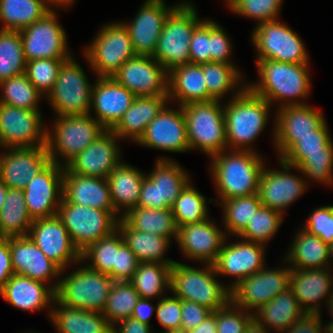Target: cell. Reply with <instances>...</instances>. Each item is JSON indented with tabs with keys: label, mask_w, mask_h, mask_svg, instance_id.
Wrapping results in <instances>:
<instances>
[{
	"label": "cell",
	"mask_w": 333,
	"mask_h": 333,
	"mask_svg": "<svg viewBox=\"0 0 333 333\" xmlns=\"http://www.w3.org/2000/svg\"><path fill=\"white\" fill-rule=\"evenodd\" d=\"M211 52V20L204 19L193 31L190 44V63L202 64L210 62Z\"/></svg>",
	"instance_id": "obj_57"
},
{
	"label": "cell",
	"mask_w": 333,
	"mask_h": 333,
	"mask_svg": "<svg viewBox=\"0 0 333 333\" xmlns=\"http://www.w3.org/2000/svg\"><path fill=\"white\" fill-rule=\"evenodd\" d=\"M202 69L208 93L215 99L221 100L225 94L235 89V96L239 95L247 86L241 85V72L233 64L222 62L202 63ZM240 87V88H237ZM238 89V91H236Z\"/></svg>",
	"instance_id": "obj_45"
},
{
	"label": "cell",
	"mask_w": 333,
	"mask_h": 333,
	"mask_svg": "<svg viewBox=\"0 0 333 333\" xmlns=\"http://www.w3.org/2000/svg\"><path fill=\"white\" fill-rule=\"evenodd\" d=\"M149 301L150 299L139 298L136 306L133 309L131 317L135 320H138L139 322L150 325L149 320L153 311L156 310V307H153Z\"/></svg>",
	"instance_id": "obj_66"
},
{
	"label": "cell",
	"mask_w": 333,
	"mask_h": 333,
	"mask_svg": "<svg viewBox=\"0 0 333 333\" xmlns=\"http://www.w3.org/2000/svg\"><path fill=\"white\" fill-rule=\"evenodd\" d=\"M324 148H333L326 120L316 129V135L295 137V143L284 154L324 153Z\"/></svg>",
	"instance_id": "obj_56"
},
{
	"label": "cell",
	"mask_w": 333,
	"mask_h": 333,
	"mask_svg": "<svg viewBox=\"0 0 333 333\" xmlns=\"http://www.w3.org/2000/svg\"><path fill=\"white\" fill-rule=\"evenodd\" d=\"M219 205L223 206V219L227 233L239 235L250 223L254 214L262 206L258 193L223 200Z\"/></svg>",
	"instance_id": "obj_47"
},
{
	"label": "cell",
	"mask_w": 333,
	"mask_h": 333,
	"mask_svg": "<svg viewBox=\"0 0 333 333\" xmlns=\"http://www.w3.org/2000/svg\"><path fill=\"white\" fill-rule=\"evenodd\" d=\"M53 304L56 306L50 308L48 312L57 333H112L113 331V326L102 312L66 306L56 299Z\"/></svg>",
	"instance_id": "obj_35"
},
{
	"label": "cell",
	"mask_w": 333,
	"mask_h": 333,
	"mask_svg": "<svg viewBox=\"0 0 333 333\" xmlns=\"http://www.w3.org/2000/svg\"><path fill=\"white\" fill-rule=\"evenodd\" d=\"M168 109L167 105L148 124L139 145L168 152H187L190 147L187 140L186 120L182 106Z\"/></svg>",
	"instance_id": "obj_20"
},
{
	"label": "cell",
	"mask_w": 333,
	"mask_h": 333,
	"mask_svg": "<svg viewBox=\"0 0 333 333\" xmlns=\"http://www.w3.org/2000/svg\"><path fill=\"white\" fill-rule=\"evenodd\" d=\"M7 190H8L7 185L4 183L3 180L0 179V210L3 207V204L5 202Z\"/></svg>",
	"instance_id": "obj_69"
},
{
	"label": "cell",
	"mask_w": 333,
	"mask_h": 333,
	"mask_svg": "<svg viewBox=\"0 0 333 333\" xmlns=\"http://www.w3.org/2000/svg\"><path fill=\"white\" fill-rule=\"evenodd\" d=\"M58 284L59 279L56 284L48 287L44 282L13 274L0 290V295L18 309L36 311L50 307V302H54Z\"/></svg>",
	"instance_id": "obj_32"
},
{
	"label": "cell",
	"mask_w": 333,
	"mask_h": 333,
	"mask_svg": "<svg viewBox=\"0 0 333 333\" xmlns=\"http://www.w3.org/2000/svg\"><path fill=\"white\" fill-rule=\"evenodd\" d=\"M226 236L225 232L220 231L215 223L207 218L198 223L178 227L176 242L189 259L213 265Z\"/></svg>",
	"instance_id": "obj_26"
},
{
	"label": "cell",
	"mask_w": 333,
	"mask_h": 333,
	"mask_svg": "<svg viewBox=\"0 0 333 333\" xmlns=\"http://www.w3.org/2000/svg\"><path fill=\"white\" fill-rule=\"evenodd\" d=\"M184 333H218L216 325V311L212 312L202 323Z\"/></svg>",
	"instance_id": "obj_67"
},
{
	"label": "cell",
	"mask_w": 333,
	"mask_h": 333,
	"mask_svg": "<svg viewBox=\"0 0 333 333\" xmlns=\"http://www.w3.org/2000/svg\"><path fill=\"white\" fill-rule=\"evenodd\" d=\"M202 64H185L168 72V98L180 106L215 100L207 90Z\"/></svg>",
	"instance_id": "obj_34"
},
{
	"label": "cell",
	"mask_w": 333,
	"mask_h": 333,
	"mask_svg": "<svg viewBox=\"0 0 333 333\" xmlns=\"http://www.w3.org/2000/svg\"><path fill=\"white\" fill-rule=\"evenodd\" d=\"M0 103L17 108L39 110L38 102L43 96L29 81L25 73L0 81Z\"/></svg>",
	"instance_id": "obj_48"
},
{
	"label": "cell",
	"mask_w": 333,
	"mask_h": 333,
	"mask_svg": "<svg viewBox=\"0 0 333 333\" xmlns=\"http://www.w3.org/2000/svg\"><path fill=\"white\" fill-rule=\"evenodd\" d=\"M117 140L119 138L112 130H105L65 168L82 176L107 178L121 163Z\"/></svg>",
	"instance_id": "obj_22"
},
{
	"label": "cell",
	"mask_w": 333,
	"mask_h": 333,
	"mask_svg": "<svg viewBox=\"0 0 333 333\" xmlns=\"http://www.w3.org/2000/svg\"><path fill=\"white\" fill-rule=\"evenodd\" d=\"M4 151L7 152L0 155V179L8 188L24 190L32 178L50 162L46 145L7 148Z\"/></svg>",
	"instance_id": "obj_27"
},
{
	"label": "cell",
	"mask_w": 333,
	"mask_h": 333,
	"mask_svg": "<svg viewBox=\"0 0 333 333\" xmlns=\"http://www.w3.org/2000/svg\"><path fill=\"white\" fill-rule=\"evenodd\" d=\"M220 100L192 102L182 106L190 150L212 157L227 151L224 107Z\"/></svg>",
	"instance_id": "obj_6"
},
{
	"label": "cell",
	"mask_w": 333,
	"mask_h": 333,
	"mask_svg": "<svg viewBox=\"0 0 333 333\" xmlns=\"http://www.w3.org/2000/svg\"><path fill=\"white\" fill-rule=\"evenodd\" d=\"M274 125V141L279 158L295 143V137L316 135L325 121L321 111L310 105H287L279 108Z\"/></svg>",
	"instance_id": "obj_21"
},
{
	"label": "cell",
	"mask_w": 333,
	"mask_h": 333,
	"mask_svg": "<svg viewBox=\"0 0 333 333\" xmlns=\"http://www.w3.org/2000/svg\"><path fill=\"white\" fill-rule=\"evenodd\" d=\"M66 59H35L26 62L25 74L29 81L42 94L47 96L56 83L61 65Z\"/></svg>",
	"instance_id": "obj_53"
},
{
	"label": "cell",
	"mask_w": 333,
	"mask_h": 333,
	"mask_svg": "<svg viewBox=\"0 0 333 333\" xmlns=\"http://www.w3.org/2000/svg\"><path fill=\"white\" fill-rule=\"evenodd\" d=\"M279 161L282 171L267 170L264 166L260 174L258 195L262 206L284 214V209L305 192L307 185L304 178L289 173L292 165Z\"/></svg>",
	"instance_id": "obj_25"
},
{
	"label": "cell",
	"mask_w": 333,
	"mask_h": 333,
	"mask_svg": "<svg viewBox=\"0 0 333 333\" xmlns=\"http://www.w3.org/2000/svg\"><path fill=\"white\" fill-rule=\"evenodd\" d=\"M119 328L113 326L112 333H151V326L145 323L139 322L130 317L118 322ZM118 329V330H117Z\"/></svg>",
	"instance_id": "obj_65"
},
{
	"label": "cell",
	"mask_w": 333,
	"mask_h": 333,
	"mask_svg": "<svg viewBox=\"0 0 333 333\" xmlns=\"http://www.w3.org/2000/svg\"><path fill=\"white\" fill-rule=\"evenodd\" d=\"M64 167L49 162L23 190L32 220L54 217L63 198Z\"/></svg>",
	"instance_id": "obj_17"
},
{
	"label": "cell",
	"mask_w": 333,
	"mask_h": 333,
	"mask_svg": "<svg viewBox=\"0 0 333 333\" xmlns=\"http://www.w3.org/2000/svg\"><path fill=\"white\" fill-rule=\"evenodd\" d=\"M5 240L9 243L15 274L44 283L62 274L63 271L28 236Z\"/></svg>",
	"instance_id": "obj_29"
},
{
	"label": "cell",
	"mask_w": 333,
	"mask_h": 333,
	"mask_svg": "<svg viewBox=\"0 0 333 333\" xmlns=\"http://www.w3.org/2000/svg\"><path fill=\"white\" fill-rule=\"evenodd\" d=\"M264 246L244 239L232 244H226L225 240L213 266L217 275L234 278L233 283L228 286L230 290L242 279L265 267Z\"/></svg>",
	"instance_id": "obj_24"
},
{
	"label": "cell",
	"mask_w": 333,
	"mask_h": 333,
	"mask_svg": "<svg viewBox=\"0 0 333 333\" xmlns=\"http://www.w3.org/2000/svg\"><path fill=\"white\" fill-rule=\"evenodd\" d=\"M255 318H253L246 327L245 333H269Z\"/></svg>",
	"instance_id": "obj_68"
},
{
	"label": "cell",
	"mask_w": 333,
	"mask_h": 333,
	"mask_svg": "<svg viewBox=\"0 0 333 333\" xmlns=\"http://www.w3.org/2000/svg\"><path fill=\"white\" fill-rule=\"evenodd\" d=\"M97 77H112L129 59L136 56L132 40L123 23L103 26L83 53Z\"/></svg>",
	"instance_id": "obj_10"
},
{
	"label": "cell",
	"mask_w": 333,
	"mask_h": 333,
	"mask_svg": "<svg viewBox=\"0 0 333 333\" xmlns=\"http://www.w3.org/2000/svg\"><path fill=\"white\" fill-rule=\"evenodd\" d=\"M177 228L209 218L206 198L189 182L171 207Z\"/></svg>",
	"instance_id": "obj_51"
},
{
	"label": "cell",
	"mask_w": 333,
	"mask_h": 333,
	"mask_svg": "<svg viewBox=\"0 0 333 333\" xmlns=\"http://www.w3.org/2000/svg\"><path fill=\"white\" fill-rule=\"evenodd\" d=\"M328 268L292 269L290 288L305 313L320 314L319 302L327 297V303L333 296V275ZM331 290V291H330Z\"/></svg>",
	"instance_id": "obj_30"
},
{
	"label": "cell",
	"mask_w": 333,
	"mask_h": 333,
	"mask_svg": "<svg viewBox=\"0 0 333 333\" xmlns=\"http://www.w3.org/2000/svg\"><path fill=\"white\" fill-rule=\"evenodd\" d=\"M211 310L196 302L182 300L181 331L185 332L202 323L210 314Z\"/></svg>",
	"instance_id": "obj_62"
},
{
	"label": "cell",
	"mask_w": 333,
	"mask_h": 333,
	"mask_svg": "<svg viewBox=\"0 0 333 333\" xmlns=\"http://www.w3.org/2000/svg\"><path fill=\"white\" fill-rule=\"evenodd\" d=\"M251 39L258 53L256 60L310 63L299 35L279 20L257 24Z\"/></svg>",
	"instance_id": "obj_12"
},
{
	"label": "cell",
	"mask_w": 333,
	"mask_h": 333,
	"mask_svg": "<svg viewBox=\"0 0 333 333\" xmlns=\"http://www.w3.org/2000/svg\"><path fill=\"white\" fill-rule=\"evenodd\" d=\"M264 161L255 151L230 150L212 156L210 171L221 202L258 193Z\"/></svg>",
	"instance_id": "obj_2"
},
{
	"label": "cell",
	"mask_w": 333,
	"mask_h": 333,
	"mask_svg": "<svg viewBox=\"0 0 333 333\" xmlns=\"http://www.w3.org/2000/svg\"><path fill=\"white\" fill-rule=\"evenodd\" d=\"M279 160L292 165L307 178L333 184V148H324V153L316 154H283Z\"/></svg>",
	"instance_id": "obj_44"
},
{
	"label": "cell",
	"mask_w": 333,
	"mask_h": 333,
	"mask_svg": "<svg viewBox=\"0 0 333 333\" xmlns=\"http://www.w3.org/2000/svg\"><path fill=\"white\" fill-rule=\"evenodd\" d=\"M202 21L198 19L196 8L186 1L179 3L169 14L153 55L167 72L190 63V39Z\"/></svg>",
	"instance_id": "obj_5"
},
{
	"label": "cell",
	"mask_w": 333,
	"mask_h": 333,
	"mask_svg": "<svg viewBox=\"0 0 333 333\" xmlns=\"http://www.w3.org/2000/svg\"><path fill=\"white\" fill-rule=\"evenodd\" d=\"M48 0H0L1 30L19 31L42 19L52 8Z\"/></svg>",
	"instance_id": "obj_41"
},
{
	"label": "cell",
	"mask_w": 333,
	"mask_h": 333,
	"mask_svg": "<svg viewBox=\"0 0 333 333\" xmlns=\"http://www.w3.org/2000/svg\"><path fill=\"white\" fill-rule=\"evenodd\" d=\"M114 282L107 274L81 267L59 280L55 299L66 306L103 312Z\"/></svg>",
	"instance_id": "obj_8"
},
{
	"label": "cell",
	"mask_w": 333,
	"mask_h": 333,
	"mask_svg": "<svg viewBox=\"0 0 333 333\" xmlns=\"http://www.w3.org/2000/svg\"><path fill=\"white\" fill-rule=\"evenodd\" d=\"M124 243L118 229L88 246L81 252V261L90 260L87 265L92 270L109 275L114 280V266H116L117 250Z\"/></svg>",
	"instance_id": "obj_46"
},
{
	"label": "cell",
	"mask_w": 333,
	"mask_h": 333,
	"mask_svg": "<svg viewBox=\"0 0 333 333\" xmlns=\"http://www.w3.org/2000/svg\"><path fill=\"white\" fill-rule=\"evenodd\" d=\"M282 0H241L232 10L241 16L254 18L259 23L277 20Z\"/></svg>",
	"instance_id": "obj_55"
},
{
	"label": "cell",
	"mask_w": 333,
	"mask_h": 333,
	"mask_svg": "<svg viewBox=\"0 0 333 333\" xmlns=\"http://www.w3.org/2000/svg\"><path fill=\"white\" fill-rule=\"evenodd\" d=\"M331 315L333 316V296L331 297V299L329 300V302L326 304ZM333 318V317H332ZM333 320V319H332ZM333 322V321H332Z\"/></svg>",
	"instance_id": "obj_72"
},
{
	"label": "cell",
	"mask_w": 333,
	"mask_h": 333,
	"mask_svg": "<svg viewBox=\"0 0 333 333\" xmlns=\"http://www.w3.org/2000/svg\"><path fill=\"white\" fill-rule=\"evenodd\" d=\"M282 216L283 213L277 210L261 206L238 237L264 245L279 229L283 222Z\"/></svg>",
	"instance_id": "obj_52"
},
{
	"label": "cell",
	"mask_w": 333,
	"mask_h": 333,
	"mask_svg": "<svg viewBox=\"0 0 333 333\" xmlns=\"http://www.w3.org/2000/svg\"><path fill=\"white\" fill-rule=\"evenodd\" d=\"M139 263L135 254L123 243L117 250L116 266H114V281H130Z\"/></svg>",
	"instance_id": "obj_61"
},
{
	"label": "cell",
	"mask_w": 333,
	"mask_h": 333,
	"mask_svg": "<svg viewBox=\"0 0 333 333\" xmlns=\"http://www.w3.org/2000/svg\"><path fill=\"white\" fill-rule=\"evenodd\" d=\"M231 48L232 45L225 30L222 26L211 20L210 62L233 64L229 59L232 51Z\"/></svg>",
	"instance_id": "obj_60"
},
{
	"label": "cell",
	"mask_w": 333,
	"mask_h": 333,
	"mask_svg": "<svg viewBox=\"0 0 333 333\" xmlns=\"http://www.w3.org/2000/svg\"><path fill=\"white\" fill-rule=\"evenodd\" d=\"M53 126L54 133L47 129L46 148L49 160L63 167L106 130L90 114L57 116ZM57 154L66 159L64 164Z\"/></svg>",
	"instance_id": "obj_7"
},
{
	"label": "cell",
	"mask_w": 333,
	"mask_h": 333,
	"mask_svg": "<svg viewBox=\"0 0 333 333\" xmlns=\"http://www.w3.org/2000/svg\"><path fill=\"white\" fill-rule=\"evenodd\" d=\"M124 243L135 254L139 262H156L173 265L176 261L166 259L164 254L170 245V238L140 232L133 229L122 217L117 222Z\"/></svg>",
	"instance_id": "obj_37"
},
{
	"label": "cell",
	"mask_w": 333,
	"mask_h": 333,
	"mask_svg": "<svg viewBox=\"0 0 333 333\" xmlns=\"http://www.w3.org/2000/svg\"><path fill=\"white\" fill-rule=\"evenodd\" d=\"M217 273L212 264L203 269L175 262L170 272V288L181 300L196 302L215 312L231 300V292L215 278Z\"/></svg>",
	"instance_id": "obj_4"
},
{
	"label": "cell",
	"mask_w": 333,
	"mask_h": 333,
	"mask_svg": "<svg viewBox=\"0 0 333 333\" xmlns=\"http://www.w3.org/2000/svg\"><path fill=\"white\" fill-rule=\"evenodd\" d=\"M321 314L305 313L297 319L287 330L280 333H325L323 329Z\"/></svg>",
	"instance_id": "obj_63"
},
{
	"label": "cell",
	"mask_w": 333,
	"mask_h": 333,
	"mask_svg": "<svg viewBox=\"0 0 333 333\" xmlns=\"http://www.w3.org/2000/svg\"><path fill=\"white\" fill-rule=\"evenodd\" d=\"M27 236L62 271L72 262H82L80 251L57 215L33 220Z\"/></svg>",
	"instance_id": "obj_19"
},
{
	"label": "cell",
	"mask_w": 333,
	"mask_h": 333,
	"mask_svg": "<svg viewBox=\"0 0 333 333\" xmlns=\"http://www.w3.org/2000/svg\"><path fill=\"white\" fill-rule=\"evenodd\" d=\"M325 333H333V322H330L325 326Z\"/></svg>",
	"instance_id": "obj_73"
},
{
	"label": "cell",
	"mask_w": 333,
	"mask_h": 333,
	"mask_svg": "<svg viewBox=\"0 0 333 333\" xmlns=\"http://www.w3.org/2000/svg\"><path fill=\"white\" fill-rule=\"evenodd\" d=\"M270 106L267 100L248 87L233 96L224 105L227 147L231 150L254 151L249 145L266 127Z\"/></svg>",
	"instance_id": "obj_3"
},
{
	"label": "cell",
	"mask_w": 333,
	"mask_h": 333,
	"mask_svg": "<svg viewBox=\"0 0 333 333\" xmlns=\"http://www.w3.org/2000/svg\"><path fill=\"white\" fill-rule=\"evenodd\" d=\"M15 274L12 267L11 251L9 243L5 239L0 240V290L5 286L11 276Z\"/></svg>",
	"instance_id": "obj_64"
},
{
	"label": "cell",
	"mask_w": 333,
	"mask_h": 333,
	"mask_svg": "<svg viewBox=\"0 0 333 333\" xmlns=\"http://www.w3.org/2000/svg\"><path fill=\"white\" fill-rule=\"evenodd\" d=\"M118 215L116 211L69 203L64 197L57 214L80 253L116 230L117 222L122 217Z\"/></svg>",
	"instance_id": "obj_9"
},
{
	"label": "cell",
	"mask_w": 333,
	"mask_h": 333,
	"mask_svg": "<svg viewBox=\"0 0 333 333\" xmlns=\"http://www.w3.org/2000/svg\"><path fill=\"white\" fill-rule=\"evenodd\" d=\"M139 298V294L130 281H115L102 313L112 326H118L119 321L132 316Z\"/></svg>",
	"instance_id": "obj_50"
},
{
	"label": "cell",
	"mask_w": 333,
	"mask_h": 333,
	"mask_svg": "<svg viewBox=\"0 0 333 333\" xmlns=\"http://www.w3.org/2000/svg\"><path fill=\"white\" fill-rule=\"evenodd\" d=\"M182 300L176 296L161 297L156 305V317L167 332L181 331Z\"/></svg>",
	"instance_id": "obj_58"
},
{
	"label": "cell",
	"mask_w": 333,
	"mask_h": 333,
	"mask_svg": "<svg viewBox=\"0 0 333 333\" xmlns=\"http://www.w3.org/2000/svg\"><path fill=\"white\" fill-rule=\"evenodd\" d=\"M256 61L260 80L246 84L253 93L270 104L281 101L278 108L305 105L298 98L310 95L309 63H286L269 59Z\"/></svg>",
	"instance_id": "obj_1"
},
{
	"label": "cell",
	"mask_w": 333,
	"mask_h": 333,
	"mask_svg": "<svg viewBox=\"0 0 333 333\" xmlns=\"http://www.w3.org/2000/svg\"><path fill=\"white\" fill-rule=\"evenodd\" d=\"M112 77L136 97L168 96V72L153 56L136 55Z\"/></svg>",
	"instance_id": "obj_18"
},
{
	"label": "cell",
	"mask_w": 333,
	"mask_h": 333,
	"mask_svg": "<svg viewBox=\"0 0 333 333\" xmlns=\"http://www.w3.org/2000/svg\"><path fill=\"white\" fill-rule=\"evenodd\" d=\"M188 173L172 159L158 158L141 186L137 207L168 209L190 182Z\"/></svg>",
	"instance_id": "obj_13"
},
{
	"label": "cell",
	"mask_w": 333,
	"mask_h": 333,
	"mask_svg": "<svg viewBox=\"0 0 333 333\" xmlns=\"http://www.w3.org/2000/svg\"><path fill=\"white\" fill-rule=\"evenodd\" d=\"M305 312L289 287L269 303L253 312V317L266 329L272 328L279 333L287 330Z\"/></svg>",
	"instance_id": "obj_38"
},
{
	"label": "cell",
	"mask_w": 333,
	"mask_h": 333,
	"mask_svg": "<svg viewBox=\"0 0 333 333\" xmlns=\"http://www.w3.org/2000/svg\"><path fill=\"white\" fill-rule=\"evenodd\" d=\"M291 268L266 269L242 279L231 292V301L249 312L272 301L290 286Z\"/></svg>",
	"instance_id": "obj_16"
},
{
	"label": "cell",
	"mask_w": 333,
	"mask_h": 333,
	"mask_svg": "<svg viewBox=\"0 0 333 333\" xmlns=\"http://www.w3.org/2000/svg\"><path fill=\"white\" fill-rule=\"evenodd\" d=\"M122 218L135 230L166 238H177V226L171 208L154 209L134 207Z\"/></svg>",
	"instance_id": "obj_42"
},
{
	"label": "cell",
	"mask_w": 333,
	"mask_h": 333,
	"mask_svg": "<svg viewBox=\"0 0 333 333\" xmlns=\"http://www.w3.org/2000/svg\"><path fill=\"white\" fill-rule=\"evenodd\" d=\"M92 88L81 66L70 56L61 65L47 98L57 116L90 114Z\"/></svg>",
	"instance_id": "obj_11"
},
{
	"label": "cell",
	"mask_w": 333,
	"mask_h": 333,
	"mask_svg": "<svg viewBox=\"0 0 333 333\" xmlns=\"http://www.w3.org/2000/svg\"><path fill=\"white\" fill-rule=\"evenodd\" d=\"M136 96L113 77H98L92 88L91 107L95 119L111 130L131 106Z\"/></svg>",
	"instance_id": "obj_28"
},
{
	"label": "cell",
	"mask_w": 333,
	"mask_h": 333,
	"mask_svg": "<svg viewBox=\"0 0 333 333\" xmlns=\"http://www.w3.org/2000/svg\"><path fill=\"white\" fill-rule=\"evenodd\" d=\"M177 6L169 8L164 0H146L134 20L123 23L131 37L136 55H154L165 21Z\"/></svg>",
	"instance_id": "obj_23"
},
{
	"label": "cell",
	"mask_w": 333,
	"mask_h": 333,
	"mask_svg": "<svg viewBox=\"0 0 333 333\" xmlns=\"http://www.w3.org/2000/svg\"><path fill=\"white\" fill-rule=\"evenodd\" d=\"M303 229L318 236L326 244L333 242V206H322L313 211Z\"/></svg>",
	"instance_id": "obj_59"
},
{
	"label": "cell",
	"mask_w": 333,
	"mask_h": 333,
	"mask_svg": "<svg viewBox=\"0 0 333 333\" xmlns=\"http://www.w3.org/2000/svg\"><path fill=\"white\" fill-rule=\"evenodd\" d=\"M226 1H227L226 3L228 5V8L230 10H233L241 0H226Z\"/></svg>",
	"instance_id": "obj_71"
},
{
	"label": "cell",
	"mask_w": 333,
	"mask_h": 333,
	"mask_svg": "<svg viewBox=\"0 0 333 333\" xmlns=\"http://www.w3.org/2000/svg\"><path fill=\"white\" fill-rule=\"evenodd\" d=\"M167 333H184V332L183 331H175V332H167Z\"/></svg>",
	"instance_id": "obj_75"
},
{
	"label": "cell",
	"mask_w": 333,
	"mask_h": 333,
	"mask_svg": "<svg viewBox=\"0 0 333 333\" xmlns=\"http://www.w3.org/2000/svg\"><path fill=\"white\" fill-rule=\"evenodd\" d=\"M145 176L136 167L121 162L106 178L115 211L119 214L124 209L121 216L137 207Z\"/></svg>",
	"instance_id": "obj_36"
},
{
	"label": "cell",
	"mask_w": 333,
	"mask_h": 333,
	"mask_svg": "<svg viewBox=\"0 0 333 333\" xmlns=\"http://www.w3.org/2000/svg\"><path fill=\"white\" fill-rule=\"evenodd\" d=\"M171 268V264L140 262L130 282L140 298H160L170 288Z\"/></svg>",
	"instance_id": "obj_43"
},
{
	"label": "cell",
	"mask_w": 333,
	"mask_h": 333,
	"mask_svg": "<svg viewBox=\"0 0 333 333\" xmlns=\"http://www.w3.org/2000/svg\"><path fill=\"white\" fill-rule=\"evenodd\" d=\"M74 0H48V2L50 3V5H52L53 7H59L60 5H62V7L64 6L65 8H67L66 6H69L73 3Z\"/></svg>",
	"instance_id": "obj_70"
},
{
	"label": "cell",
	"mask_w": 333,
	"mask_h": 333,
	"mask_svg": "<svg viewBox=\"0 0 333 333\" xmlns=\"http://www.w3.org/2000/svg\"><path fill=\"white\" fill-rule=\"evenodd\" d=\"M46 133L38 110L0 103V142L5 149L46 145Z\"/></svg>",
	"instance_id": "obj_14"
},
{
	"label": "cell",
	"mask_w": 333,
	"mask_h": 333,
	"mask_svg": "<svg viewBox=\"0 0 333 333\" xmlns=\"http://www.w3.org/2000/svg\"><path fill=\"white\" fill-rule=\"evenodd\" d=\"M33 223L23 190L8 188L0 210V236L2 239L27 236Z\"/></svg>",
	"instance_id": "obj_40"
},
{
	"label": "cell",
	"mask_w": 333,
	"mask_h": 333,
	"mask_svg": "<svg viewBox=\"0 0 333 333\" xmlns=\"http://www.w3.org/2000/svg\"><path fill=\"white\" fill-rule=\"evenodd\" d=\"M253 318V313L235 305L230 300L223 308L216 310L217 332L245 333L247 324Z\"/></svg>",
	"instance_id": "obj_54"
},
{
	"label": "cell",
	"mask_w": 333,
	"mask_h": 333,
	"mask_svg": "<svg viewBox=\"0 0 333 333\" xmlns=\"http://www.w3.org/2000/svg\"><path fill=\"white\" fill-rule=\"evenodd\" d=\"M168 101V96L135 97L131 106L111 130L119 139L130 138L137 143L148 124L161 112Z\"/></svg>",
	"instance_id": "obj_33"
},
{
	"label": "cell",
	"mask_w": 333,
	"mask_h": 333,
	"mask_svg": "<svg viewBox=\"0 0 333 333\" xmlns=\"http://www.w3.org/2000/svg\"><path fill=\"white\" fill-rule=\"evenodd\" d=\"M63 197L69 202L104 211H115L106 178L70 173L64 167Z\"/></svg>",
	"instance_id": "obj_31"
},
{
	"label": "cell",
	"mask_w": 333,
	"mask_h": 333,
	"mask_svg": "<svg viewBox=\"0 0 333 333\" xmlns=\"http://www.w3.org/2000/svg\"><path fill=\"white\" fill-rule=\"evenodd\" d=\"M329 254H330V258L331 260H333V242L329 245Z\"/></svg>",
	"instance_id": "obj_74"
},
{
	"label": "cell",
	"mask_w": 333,
	"mask_h": 333,
	"mask_svg": "<svg viewBox=\"0 0 333 333\" xmlns=\"http://www.w3.org/2000/svg\"><path fill=\"white\" fill-rule=\"evenodd\" d=\"M26 62L20 32L0 30V81L25 73Z\"/></svg>",
	"instance_id": "obj_49"
},
{
	"label": "cell",
	"mask_w": 333,
	"mask_h": 333,
	"mask_svg": "<svg viewBox=\"0 0 333 333\" xmlns=\"http://www.w3.org/2000/svg\"><path fill=\"white\" fill-rule=\"evenodd\" d=\"M26 61L35 59H68L67 37L52 9L42 19L19 30Z\"/></svg>",
	"instance_id": "obj_15"
},
{
	"label": "cell",
	"mask_w": 333,
	"mask_h": 333,
	"mask_svg": "<svg viewBox=\"0 0 333 333\" xmlns=\"http://www.w3.org/2000/svg\"><path fill=\"white\" fill-rule=\"evenodd\" d=\"M289 248L286 262L292 269H324L330 262L329 245L318 236L300 229ZM293 264V265H292Z\"/></svg>",
	"instance_id": "obj_39"
}]
</instances>
